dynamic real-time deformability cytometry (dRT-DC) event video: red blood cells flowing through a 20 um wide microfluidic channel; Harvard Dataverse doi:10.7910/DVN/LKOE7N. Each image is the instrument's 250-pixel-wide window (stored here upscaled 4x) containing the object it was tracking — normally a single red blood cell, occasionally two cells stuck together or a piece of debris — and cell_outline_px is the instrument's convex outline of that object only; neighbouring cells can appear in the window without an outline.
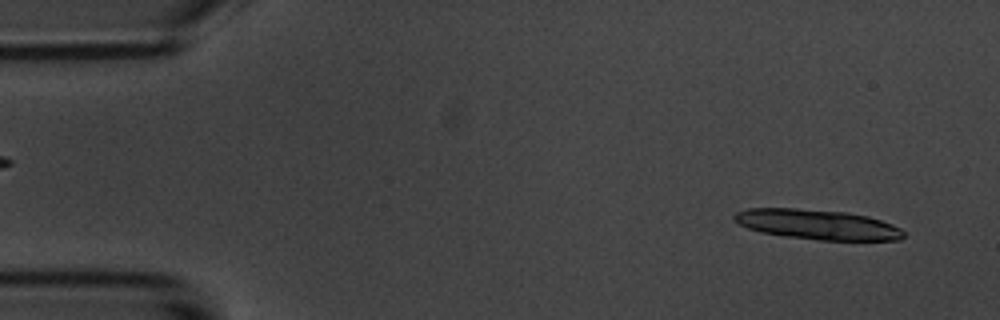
{"species": "common noctule bat (a hibernating species)", "species_latin": "Nyctalus noctula", "temperature_condition": "room temperature", "stored_images_in_passage": 7, "camera_frame_rate_fps": 3000, "um_per_image_px": 0.085, "animal": {"sex": "male", "body_mass_g": 20.1, "forearm_length_mm": 53.5}, "frame": {"image": 1, "passage_image": 1, "time_ms": 0.0, "image_size_px": [1000, 320], "cell_outline_px": [[904, 236], [900, 240], [820, 240], [788, 236], [760, 232], [748, 228], [732, 220], [732, 216], [736, 212], [748, 208], [796, 208], [848, 212], [868, 216], [892, 224], [900, 228], [904, 232]], "centroid_in_image_um": [69.46, 19.07], "position_along_channel_um": 15.5, "area_um2": 29.59}}
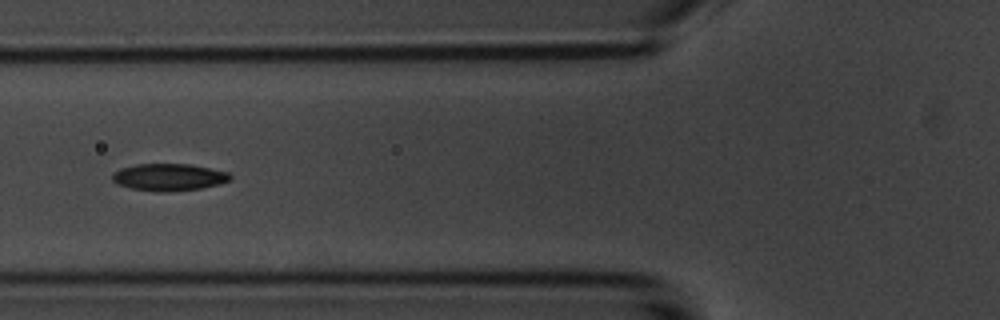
{"frame": {"image": 2, "passage_image": 5, "time_ms": 5.667, "image_size_px": [1000, 320], "cell_outline_px": [[232, 176], [228, 180], [220, 184], [200, 188], [164, 192], [156, 192], [132, 188], [116, 184], [112, 180], [112, 172], [120, 168], [136, 164], [192, 164], [228, 172]], "centroid_in_image_um": [14.32, 15.05], "position_along_channel_um": 111.5, "area_um2": 18.67}}
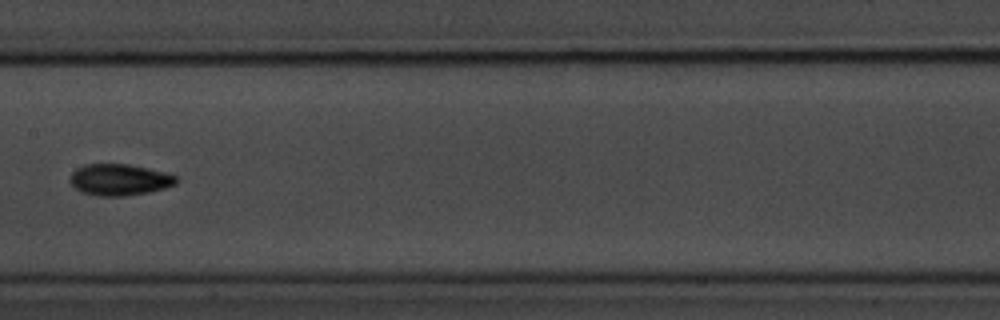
{"frame": {"image": 3, "passage_image": 7, "time_ms": 8.0, "image_size_px": [1000, 320], "cell_outline_px": [[180, 180], [176, 184], [164, 188], [148, 192], [124, 196], [96, 196], [80, 192], [68, 180], [72, 172], [76, 168], [84, 164], [128, 164], [148, 168], [164, 172], [176, 176]], "centroid_in_image_um": [10.13, 15.27], "position_along_channel_um": 197.3, "area_um2": 19.59}}